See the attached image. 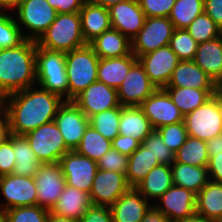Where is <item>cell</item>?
Segmentation results:
<instances>
[{"mask_svg": "<svg viewBox=\"0 0 222 222\" xmlns=\"http://www.w3.org/2000/svg\"><path fill=\"white\" fill-rule=\"evenodd\" d=\"M129 188L125 174L98 169L89 194L91 203L110 207Z\"/></svg>", "mask_w": 222, "mask_h": 222, "instance_id": "d6986e66", "label": "cell"}, {"mask_svg": "<svg viewBox=\"0 0 222 222\" xmlns=\"http://www.w3.org/2000/svg\"><path fill=\"white\" fill-rule=\"evenodd\" d=\"M219 136H220V138L222 139V129H221V131H220V135H219Z\"/></svg>", "mask_w": 222, "mask_h": 222, "instance_id": "03108f58", "label": "cell"}, {"mask_svg": "<svg viewBox=\"0 0 222 222\" xmlns=\"http://www.w3.org/2000/svg\"><path fill=\"white\" fill-rule=\"evenodd\" d=\"M207 171L210 181L222 184V152L209 156Z\"/></svg>", "mask_w": 222, "mask_h": 222, "instance_id": "f907efd6", "label": "cell"}, {"mask_svg": "<svg viewBox=\"0 0 222 222\" xmlns=\"http://www.w3.org/2000/svg\"><path fill=\"white\" fill-rule=\"evenodd\" d=\"M37 43L25 40L14 48L0 49V100L36 85Z\"/></svg>", "mask_w": 222, "mask_h": 222, "instance_id": "7a4b0ae2", "label": "cell"}, {"mask_svg": "<svg viewBox=\"0 0 222 222\" xmlns=\"http://www.w3.org/2000/svg\"><path fill=\"white\" fill-rule=\"evenodd\" d=\"M91 204L88 193L66 185L51 212L79 221Z\"/></svg>", "mask_w": 222, "mask_h": 222, "instance_id": "4316f807", "label": "cell"}, {"mask_svg": "<svg viewBox=\"0 0 222 222\" xmlns=\"http://www.w3.org/2000/svg\"><path fill=\"white\" fill-rule=\"evenodd\" d=\"M174 30L175 27L168 17H147L143 27L131 40L132 53L138 58L169 45Z\"/></svg>", "mask_w": 222, "mask_h": 222, "instance_id": "9c48e42d", "label": "cell"}, {"mask_svg": "<svg viewBox=\"0 0 222 222\" xmlns=\"http://www.w3.org/2000/svg\"><path fill=\"white\" fill-rule=\"evenodd\" d=\"M154 128L140 106H122L119 120V134L131 136L140 143Z\"/></svg>", "mask_w": 222, "mask_h": 222, "instance_id": "83f0119b", "label": "cell"}, {"mask_svg": "<svg viewBox=\"0 0 222 222\" xmlns=\"http://www.w3.org/2000/svg\"><path fill=\"white\" fill-rule=\"evenodd\" d=\"M147 17H168L176 0H138Z\"/></svg>", "mask_w": 222, "mask_h": 222, "instance_id": "bcb514c9", "label": "cell"}, {"mask_svg": "<svg viewBox=\"0 0 222 222\" xmlns=\"http://www.w3.org/2000/svg\"><path fill=\"white\" fill-rule=\"evenodd\" d=\"M188 136L208 141L222 129V97L216 93L204 104L184 116Z\"/></svg>", "mask_w": 222, "mask_h": 222, "instance_id": "8992f818", "label": "cell"}, {"mask_svg": "<svg viewBox=\"0 0 222 222\" xmlns=\"http://www.w3.org/2000/svg\"><path fill=\"white\" fill-rule=\"evenodd\" d=\"M153 206L135 187H130L110 206L114 222H140Z\"/></svg>", "mask_w": 222, "mask_h": 222, "instance_id": "44dd1931", "label": "cell"}, {"mask_svg": "<svg viewBox=\"0 0 222 222\" xmlns=\"http://www.w3.org/2000/svg\"><path fill=\"white\" fill-rule=\"evenodd\" d=\"M204 12L222 30V0H204Z\"/></svg>", "mask_w": 222, "mask_h": 222, "instance_id": "f5cc1de1", "label": "cell"}, {"mask_svg": "<svg viewBox=\"0 0 222 222\" xmlns=\"http://www.w3.org/2000/svg\"><path fill=\"white\" fill-rule=\"evenodd\" d=\"M198 45L186 29H175L169 42L180 60H194Z\"/></svg>", "mask_w": 222, "mask_h": 222, "instance_id": "b9f144b4", "label": "cell"}, {"mask_svg": "<svg viewBox=\"0 0 222 222\" xmlns=\"http://www.w3.org/2000/svg\"><path fill=\"white\" fill-rule=\"evenodd\" d=\"M137 59L157 89L168 85L174 69L180 62V59L169 45L141 55Z\"/></svg>", "mask_w": 222, "mask_h": 222, "instance_id": "5bb4252c", "label": "cell"}, {"mask_svg": "<svg viewBox=\"0 0 222 222\" xmlns=\"http://www.w3.org/2000/svg\"><path fill=\"white\" fill-rule=\"evenodd\" d=\"M84 40L89 44L97 36L112 28L108 8L87 0L79 11Z\"/></svg>", "mask_w": 222, "mask_h": 222, "instance_id": "603a6c76", "label": "cell"}, {"mask_svg": "<svg viewBox=\"0 0 222 222\" xmlns=\"http://www.w3.org/2000/svg\"><path fill=\"white\" fill-rule=\"evenodd\" d=\"M164 88L217 89V85L194 60H180Z\"/></svg>", "mask_w": 222, "mask_h": 222, "instance_id": "7402d4cb", "label": "cell"}, {"mask_svg": "<svg viewBox=\"0 0 222 222\" xmlns=\"http://www.w3.org/2000/svg\"><path fill=\"white\" fill-rule=\"evenodd\" d=\"M180 222H214V221L205 219L204 217H201V216L196 214V215H194L190 218H187L183 221H180Z\"/></svg>", "mask_w": 222, "mask_h": 222, "instance_id": "94428289", "label": "cell"}, {"mask_svg": "<svg viewBox=\"0 0 222 222\" xmlns=\"http://www.w3.org/2000/svg\"><path fill=\"white\" fill-rule=\"evenodd\" d=\"M12 14L0 11V49L17 47L26 40Z\"/></svg>", "mask_w": 222, "mask_h": 222, "instance_id": "f35d334b", "label": "cell"}, {"mask_svg": "<svg viewBox=\"0 0 222 222\" xmlns=\"http://www.w3.org/2000/svg\"><path fill=\"white\" fill-rule=\"evenodd\" d=\"M36 43L37 47L63 53L86 46L79 12L57 14L55 21Z\"/></svg>", "mask_w": 222, "mask_h": 222, "instance_id": "3957f363", "label": "cell"}, {"mask_svg": "<svg viewBox=\"0 0 222 222\" xmlns=\"http://www.w3.org/2000/svg\"><path fill=\"white\" fill-rule=\"evenodd\" d=\"M209 161L206 141L188 136L185 143L174 153V162L207 167Z\"/></svg>", "mask_w": 222, "mask_h": 222, "instance_id": "e575fe53", "label": "cell"}, {"mask_svg": "<svg viewBox=\"0 0 222 222\" xmlns=\"http://www.w3.org/2000/svg\"><path fill=\"white\" fill-rule=\"evenodd\" d=\"M216 222H222V215L216 220Z\"/></svg>", "mask_w": 222, "mask_h": 222, "instance_id": "e7e4bbea", "label": "cell"}, {"mask_svg": "<svg viewBox=\"0 0 222 222\" xmlns=\"http://www.w3.org/2000/svg\"><path fill=\"white\" fill-rule=\"evenodd\" d=\"M24 0H0L1 12H13Z\"/></svg>", "mask_w": 222, "mask_h": 222, "instance_id": "6f0895ef", "label": "cell"}, {"mask_svg": "<svg viewBox=\"0 0 222 222\" xmlns=\"http://www.w3.org/2000/svg\"><path fill=\"white\" fill-rule=\"evenodd\" d=\"M54 121L70 151H74L89 125V118L73 101H65L58 109Z\"/></svg>", "mask_w": 222, "mask_h": 222, "instance_id": "9a60e30c", "label": "cell"}, {"mask_svg": "<svg viewBox=\"0 0 222 222\" xmlns=\"http://www.w3.org/2000/svg\"><path fill=\"white\" fill-rule=\"evenodd\" d=\"M111 25L132 40L143 27L146 16L138 0H126L108 8Z\"/></svg>", "mask_w": 222, "mask_h": 222, "instance_id": "ffe728a7", "label": "cell"}, {"mask_svg": "<svg viewBox=\"0 0 222 222\" xmlns=\"http://www.w3.org/2000/svg\"><path fill=\"white\" fill-rule=\"evenodd\" d=\"M140 222H170V220L167 216L152 206Z\"/></svg>", "mask_w": 222, "mask_h": 222, "instance_id": "11a10c76", "label": "cell"}, {"mask_svg": "<svg viewBox=\"0 0 222 222\" xmlns=\"http://www.w3.org/2000/svg\"><path fill=\"white\" fill-rule=\"evenodd\" d=\"M48 222H78V221L65 216H60L50 211L48 215Z\"/></svg>", "mask_w": 222, "mask_h": 222, "instance_id": "680465c9", "label": "cell"}, {"mask_svg": "<svg viewBox=\"0 0 222 222\" xmlns=\"http://www.w3.org/2000/svg\"><path fill=\"white\" fill-rule=\"evenodd\" d=\"M196 65L218 85L222 81V38L200 43L194 58Z\"/></svg>", "mask_w": 222, "mask_h": 222, "instance_id": "cb8c5ba5", "label": "cell"}, {"mask_svg": "<svg viewBox=\"0 0 222 222\" xmlns=\"http://www.w3.org/2000/svg\"><path fill=\"white\" fill-rule=\"evenodd\" d=\"M24 136L41 164L59 163L70 151L55 121L42 124Z\"/></svg>", "mask_w": 222, "mask_h": 222, "instance_id": "ba28073f", "label": "cell"}, {"mask_svg": "<svg viewBox=\"0 0 222 222\" xmlns=\"http://www.w3.org/2000/svg\"><path fill=\"white\" fill-rule=\"evenodd\" d=\"M36 85L68 101L65 53L37 47Z\"/></svg>", "mask_w": 222, "mask_h": 222, "instance_id": "5b68a950", "label": "cell"}, {"mask_svg": "<svg viewBox=\"0 0 222 222\" xmlns=\"http://www.w3.org/2000/svg\"><path fill=\"white\" fill-rule=\"evenodd\" d=\"M206 145L208 157L212 153L222 152V139L220 138V136H216L213 139L206 141Z\"/></svg>", "mask_w": 222, "mask_h": 222, "instance_id": "9f6ffc18", "label": "cell"}, {"mask_svg": "<svg viewBox=\"0 0 222 222\" xmlns=\"http://www.w3.org/2000/svg\"><path fill=\"white\" fill-rule=\"evenodd\" d=\"M14 165L15 155L11 135L10 139L0 145V177L12 174Z\"/></svg>", "mask_w": 222, "mask_h": 222, "instance_id": "7dc6e473", "label": "cell"}, {"mask_svg": "<svg viewBox=\"0 0 222 222\" xmlns=\"http://www.w3.org/2000/svg\"><path fill=\"white\" fill-rule=\"evenodd\" d=\"M49 210L43 207L23 206L3 211L5 222H48Z\"/></svg>", "mask_w": 222, "mask_h": 222, "instance_id": "60d3db41", "label": "cell"}, {"mask_svg": "<svg viewBox=\"0 0 222 222\" xmlns=\"http://www.w3.org/2000/svg\"><path fill=\"white\" fill-rule=\"evenodd\" d=\"M121 108H113L94 114L89 118V124L104 138L114 140L119 135V120Z\"/></svg>", "mask_w": 222, "mask_h": 222, "instance_id": "74e56055", "label": "cell"}, {"mask_svg": "<svg viewBox=\"0 0 222 222\" xmlns=\"http://www.w3.org/2000/svg\"><path fill=\"white\" fill-rule=\"evenodd\" d=\"M89 45L99 58H114L133 54L131 40L113 28L97 36Z\"/></svg>", "mask_w": 222, "mask_h": 222, "instance_id": "484cf974", "label": "cell"}, {"mask_svg": "<svg viewBox=\"0 0 222 222\" xmlns=\"http://www.w3.org/2000/svg\"><path fill=\"white\" fill-rule=\"evenodd\" d=\"M186 30L198 44L220 36L222 31L205 12L198 15Z\"/></svg>", "mask_w": 222, "mask_h": 222, "instance_id": "ab89813d", "label": "cell"}, {"mask_svg": "<svg viewBox=\"0 0 222 222\" xmlns=\"http://www.w3.org/2000/svg\"><path fill=\"white\" fill-rule=\"evenodd\" d=\"M196 214L205 219L216 220L222 215V184L208 181L196 198Z\"/></svg>", "mask_w": 222, "mask_h": 222, "instance_id": "f546056e", "label": "cell"}, {"mask_svg": "<svg viewBox=\"0 0 222 222\" xmlns=\"http://www.w3.org/2000/svg\"><path fill=\"white\" fill-rule=\"evenodd\" d=\"M217 93L222 97V81L217 85Z\"/></svg>", "mask_w": 222, "mask_h": 222, "instance_id": "6125c7cd", "label": "cell"}, {"mask_svg": "<svg viewBox=\"0 0 222 222\" xmlns=\"http://www.w3.org/2000/svg\"><path fill=\"white\" fill-rule=\"evenodd\" d=\"M95 4L109 8L110 6L126 0H90Z\"/></svg>", "mask_w": 222, "mask_h": 222, "instance_id": "91938a15", "label": "cell"}, {"mask_svg": "<svg viewBox=\"0 0 222 222\" xmlns=\"http://www.w3.org/2000/svg\"><path fill=\"white\" fill-rule=\"evenodd\" d=\"M66 185L75 187L90 194L95 175L98 171L97 162L78 154L75 150L66 153L60 160Z\"/></svg>", "mask_w": 222, "mask_h": 222, "instance_id": "7c38bea8", "label": "cell"}, {"mask_svg": "<svg viewBox=\"0 0 222 222\" xmlns=\"http://www.w3.org/2000/svg\"><path fill=\"white\" fill-rule=\"evenodd\" d=\"M129 157L115 149L107 151L97 162L98 169L126 174Z\"/></svg>", "mask_w": 222, "mask_h": 222, "instance_id": "f6af8a7d", "label": "cell"}, {"mask_svg": "<svg viewBox=\"0 0 222 222\" xmlns=\"http://www.w3.org/2000/svg\"><path fill=\"white\" fill-rule=\"evenodd\" d=\"M112 148L111 140L104 138L90 124L84 131L80 144L75 151L98 162L100 158Z\"/></svg>", "mask_w": 222, "mask_h": 222, "instance_id": "d590c367", "label": "cell"}, {"mask_svg": "<svg viewBox=\"0 0 222 222\" xmlns=\"http://www.w3.org/2000/svg\"><path fill=\"white\" fill-rule=\"evenodd\" d=\"M12 135L8 115L0 105V145L10 139Z\"/></svg>", "mask_w": 222, "mask_h": 222, "instance_id": "db71d44e", "label": "cell"}, {"mask_svg": "<svg viewBox=\"0 0 222 222\" xmlns=\"http://www.w3.org/2000/svg\"><path fill=\"white\" fill-rule=\"evenodd\" d=\"M0 222H5L3 213L0 211Z\"/></svg>", "mask_w": 222, "mask_h": 222, "instance_id": "be15d7a7", "label": "cell"}, {"mask_svg": "<svg viewBox=\"0 0 222 222\" xmlns=\"http://www.w3.org/2000/svg\"><path fill=\"white\" fill-rule=\"evenodd\" d=\"M154 130L161 126L184 121V115L163 89H157L140 105Z\"/></svg>", "mask_w": 222, "mask_h": 222, "instance_id": "ac0fdd59", "label": "cell"}, {"mask_svg": "<svg viewBox=\"0 0 222 222\" xmlns=\"http://www.w3.org/2000/svg\"><path fill=\"white\" fill-rule=\"evenodd\" d=\"M156 90L143 66L137 61L117 89L118 100L121 106H140Z\"/></svg>", "mask_w": 222, "mask_h": 222, "instance_id": "e0dca14e", "label": "cell"}, {"mask_svg": "<svg viewBox=\"0 0 222 222\" xmlns=\"http://www.w3.org/2000/svg\"><path fill=\"white\" fill-rule=\"evenodd\" d=\"M160 163L157 158L142 144L129 156L125 174L127 184L135 187L147 174Z\"/></svg>", "mask_w": 222, "mask_h": 222, "instance_id": "d6a6232c", "label": "cell"}, {"mask_svg": "<svg viewBox=\"0 0 222 222\" xmlns=\"http://www.w3.org/2000/svg\"><path fill=\"white\" fill-rule=\"evenodd\" d=\"M196 198L193 191L173 184L153 206L170 222H180L196 215Z\"/></svg>", "mask_w": 222, "mask_h": 222, "instance_id": "4fadbf2b", "label": "cell"}, {"mask_svg": "<svg viewBox=\"0 0 222 222\" xmlns=\"http://www.w3.org/2000/svg\"><path fill=\"white\" fill-rule=\"evenodd\" d=\"M15 165L13 174L17 176L34 177L41 163L38 161L29 141L24 135L12 134Z\"/></svg>", "mask_w": 222, "mask_h": 222, "instance_id": "1f68e13d", "label": "cell"}, {"mask_svg": "<svg viewBox=\"0 0 222 222\" xmlns=\"http://www.w3.org/2000/svg\"><path fill=\"white\" fill-rule=\"evenodd\" d=\"M172 182L198 194L209 181L207 167H198L184 163L171 164Z\"/></svg>", "mask_w": 222, "mask_h": 222, "instance_id": "4dcf8cb0", "label": "cell"}, {"mask_svg": "<svg viewBox=\"0 0 222 222\" xmlns=\"http://www.w3.org/2000/svg\"><path fill=\"white\" fill-rule=\"evenodd\" d=\"M137 61L138 59L134 54L114 58H99L97 79L109 87L118 89Z\"/></svg>", "mask_w": 222, "mask_h": 222, "instance_id": "d4e9b609", "label": "cell"}, {"mask_svg": "<svg viewBox=\"0 0 222 222\" xmlns=\"http://www.w3.org/2000/svg\"><path fill=\"white\" fill-rule=\"evenodd\" d=\"M34 177L15 174L0 177V211L23 206H35L37 201Z\"/></svg>", "mask_w": 222, "mask_h": 222, "instance_id": "30bf717a", "label": "cell"}, {"mask_svg": "<svg viewBox=\"0 0 222 222\" xmlns=\"http://www.w3.org/2000/svg\"><path fill=\"white\" fill-rule=\"evenodd\" d=\"M204 12V0H176L168 16L175 29H186Z\"/></svg>", "mask_w": 222, "mask_h": 222, "instance_id": "8d00e7d4", "label": "cell"}, {"mask_svg": "<svg viewBox=\"0 0 222 222\" xmlns=\"http://www.w3.org/2000/svg\"><path fill=\"white\" fill-rule=\"evenodd\" d=\"M36 183V205L51 211L63 192L66 181L59 163H45L34 175Z\"/></svg>", "mask_w": 222, "mask_h": 222, "instance_id": "8fae6325", "label": "cell"}, {"mask_svg": "<svg viewBox=\"0 0 222 222\" xmlns=\"http://www.w3.org/2000/svg\"><path fill=\"white\" fill-rule=\"evenodd\" d=\"M72 101L88 118L102 111L122 107L118 100L117 89L98 80L83 90Z\"/></svg>", "mask_w": 222, "mask_h": 222, "instance_id": "2e32d148", "label": "cell"}, {"mask_svg": "<svg viewBox=\"0 0 222 222\" xmlns=\"http://www.w3.org/2000/svg\"><path fill=\"white\" fill-rule=\"evenodd\" d=\"M181 113L194 111L217 93V89L163 88Z\"/></svg>", "mask_w": 222, "mask_h": 222, "instance_id": "836d02e7", "label": "cell"}, {"mask_svg": "<svg viewBox=\"0 0 222 222\" xmlns=\"http://www.w3.org/2000/svg\"><path fill=\"white\" fill-rule=\"evenodd\" d=\"M64 102L59 95L34 85L3 97L0 105L8 115L12 134L25 135L42 124L54 121Z\"/></svg>", "mask_w": 222, "mask_h": 222, "instance_id": "6da1fadb", "label": "cell"}, {"mask_svg": "<svg viewBox=\"0 0 222 222\" xmlns=\"http://www.w3.org/2000/svg\"><path fill=\"white\" fill-rule=\"evenodd\" d=\"M65 63L68 79V101H72L98 80L99 57L94 49L87 44L65 53Z\"/></svg>", "mask_w": 222, "mask_h": 222, "instance_id": "277c9868", "label": "cell"}, {"mask_svg": "<svg viewBox=\"0 0 222 222\" xmlns=\"http://www.w3.org/2000/svg\"><path fill=\"white\" fill-rule=\"evenodd\" d=\"M87 0H47V2L60 13L79 12Z\"/></svg>", "mask_w": 222, "mask_h": 222, "instance_id": "816d5d0a", "label": "cell"}, {"mask_svg": "<svg viewBox=\"0 0 222 222\" xmlns=\"http://www.w3.org/2000/svg\"><path fill=\"white\" fill-rule=\"evenodd\" d=\"M157 158L160 164L169 165L174 162V152L167 147L157 130H153L141 143Z\"/></svg>", "mask_w": 222, "mask_h": 222, "instance_id": "7bdbcfd3", "label": "cell"}, {"mask_svg": "<svg viewBox=\"0 0 222 222\" xmlns=\"http://www.w3.org/2000/svg\"><path fill=\"white\" fill-rule=\"evenodd\" d=\"M78 222H114L109 206L91 204Z\"/></svg>", "mask_w": 222, "mask_h": 222, "instance_id": "c3c4849f", "label": "cell"}, {"mask_svg": "<svg viewBox=\"0 0 222 222\" xmlns=\"http://www.w3.org/2000/svg\"><path fill=\"white\" fill-rule=\"evenodd\" d=\"M140 142L131 136L118 135L111 141L112 149L128 157L140 146Z\"/></svg>", "mask_w": 222, "mask_h": 222, "instance_id": "681fc988", "label": "cell"}, {"mask_svg": "<svg viewBox=\"0 0 222 222\" xmlns=\"http://www.w3.org/2000/svg\"><path fill=\"white\" fill-rule=\"evenodd\" d=\"M172 185L171 167L169 165L159 164L158 166H155L147 176L135 186V188L148 201H153L152 203H154Z\"/></svg>", "mask_w": 222, "mask_h": 222, "instance_id": "f1b7e54d", "label": "cell"}, {"mask_svg": "<svg viewBox=\"0 0 222 222\" xmlns=\"http://www.w3.org/2000/svg\"><path fill=\"white\" fill-rule=\"evenodd\" d=\"M12 13L25 39L33 41L42 36L58 14L47 0H24Z\"/></svg>", "mask_w": 222, "mask_h": 222, "instance_id": "52a82bcc", "label": "cell"}, {"mask_svg": "<svg viewBox=\"0 0 222 222\" xmlns=\"http://www.w3.org/2000/svg\"><path fill=\"white\" fill-rule=\"evenodd\" d=\"M156 130L161 135L163 142L174 153L179 150L188 137L184 121L164 125Z\"/></svg>", "mask_w": 222, "mask_h": 222, "instance_id": "ee69618b", "label": "cell"}]
</instances>
